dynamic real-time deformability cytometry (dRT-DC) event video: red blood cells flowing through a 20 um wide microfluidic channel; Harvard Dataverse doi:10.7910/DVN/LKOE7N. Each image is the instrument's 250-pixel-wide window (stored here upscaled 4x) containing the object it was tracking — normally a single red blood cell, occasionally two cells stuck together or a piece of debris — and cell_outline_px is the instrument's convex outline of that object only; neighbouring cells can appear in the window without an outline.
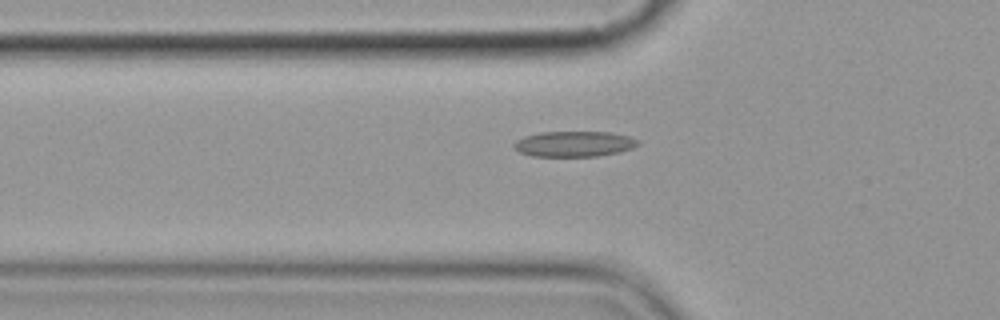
{"species": "common noctule bat (a hibernating species)", "species_latin": "Nyctalus noctula", "temperature_condition": "cold", "stored_images_in_passage": 6, "camera_frame_rate_fps": 3000, "um_per_image_px": 0.085, "animal": {"sex": "female", "body_mass_g": 19.9}, "frame": {"image": 1, "passage_image": 6, "time_ms": 6.0, "image_size_px": [1000, 320], "cell_outline_px": [[640, 144], [632, 148], [620, 152], [600, 156], [532, 156], [520, 152], [512, 144], [516, 140], [524, 136], [540, 132], [612, 132], [628, 136], [640, 140]], "centroid_in_image_um": [48.83, 12.23], "position_along_channel_um": 77.0, "area_um2": 18.55}}